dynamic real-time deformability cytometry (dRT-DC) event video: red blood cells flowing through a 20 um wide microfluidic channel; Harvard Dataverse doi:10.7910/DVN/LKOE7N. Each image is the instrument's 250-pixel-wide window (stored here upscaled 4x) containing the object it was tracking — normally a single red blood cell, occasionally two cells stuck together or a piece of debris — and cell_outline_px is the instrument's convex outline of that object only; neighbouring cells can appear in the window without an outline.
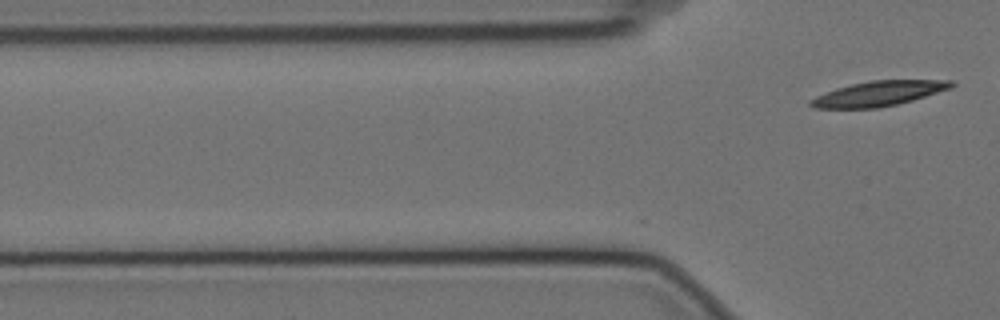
{"species": "Egyptian fruit bat (a non-hibernating species)", "species_latin": "Rousettus aegyptiacus", "temperature_condition": "cold", "stored_images_in_passage": 5, "camera_frame_rate_fps": 3000, "um_per_image_px": 0.085, "animal": {"sex": "female"}, "frame": {"image": 1, "passage_image": 5, "time_ms": 1.333, "image_size_px": [1000, 320], "cell_outline_px": [[956, 84], [952, 88], [912, 100], [896, 104], [876, 108], [812, 108], [808, 104], [808, 100], [816, 96], [836, 88], [852, 84], [872, 80], [952, 80]], "centroid_in_image_um": [74.67, 7.95], "position_along_channel_um": 51.1, "area_um2": 20.4}}